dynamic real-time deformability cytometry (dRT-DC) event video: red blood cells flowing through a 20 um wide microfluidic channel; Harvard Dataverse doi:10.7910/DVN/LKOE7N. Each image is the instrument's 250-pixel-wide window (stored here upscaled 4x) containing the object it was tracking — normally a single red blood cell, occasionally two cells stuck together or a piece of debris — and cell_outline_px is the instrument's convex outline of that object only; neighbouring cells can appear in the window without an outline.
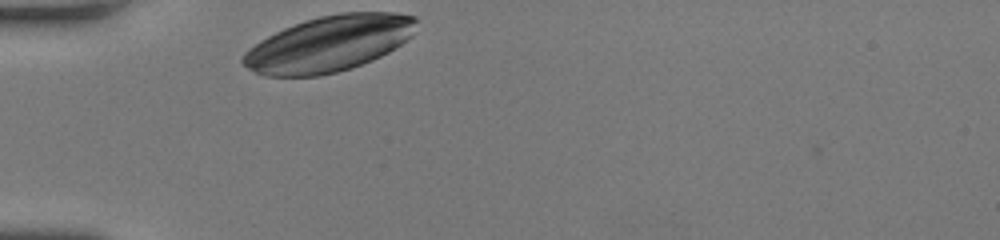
{"species": "human", "species_latin": "Homo sapiens", "temperature_condition": "room temperature", "stored_images_in_passage": 28, "camera_frame_rate_fps": 3000, "um_per_image_px": 0.085, "donor": {"sex": "female"}, "frame": {"image": 1, "passage_image": 1, "time_ms": 0.0, "image_size_px": [1000, 240], "cell_outline_px": [[416, 20], [412, 36], [388, 52], [372, 60], [352, 68], [336, 72], [316, 76], [264, 76], [248, 68], [240, 60], [244, 52], [248, 48], [260, 40], [284, 28], [304, 20], [320, 16], [340, 12], [392, 12], [416, 16]], "centroid_in_image_um": [27.94, 3.71], "position_along_channel_um": 57.1, "area_um2": 56.24}}
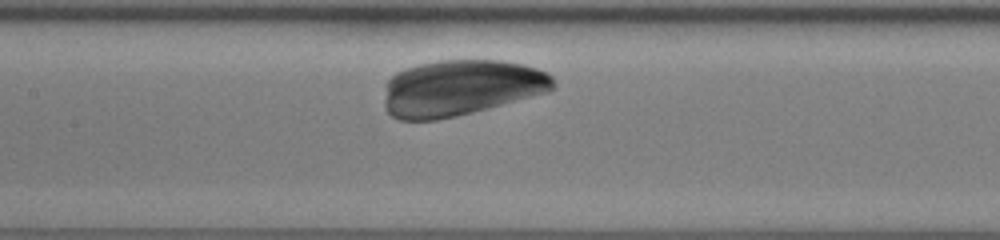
{"frame": {"image": 2, "passage_image": 11, "time_ms": 3.333, "image_size_px": [1000, 240], "cell_outline_px": [[552, 88], [548, 92], [472, 112], [456, 116], [436, 120], [400, 120], [392, 116], [384, 108], [384, 100], [388, 80], [396, 72], [420, 64], [440, 60], [500, 60], [520, 64], [536, 68], [552, 76]], "centroid_in_image_um": [39.12, 7.47], "position_along_channel_um": 168.3, "area_um2": 54.68}}
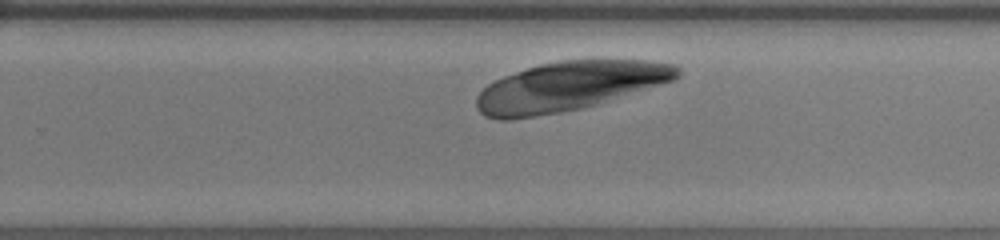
{"frame": {"image": 3, "passage_image": 20, "time_ms": 6.333, "image_size_px": [1000, 240], "cell_outline_px": [[680, 76], [672, 80], [596, 104], [580, 108], [560, 112], [536, 116], [508, 120], [500, 120], [484, 116], [476, 108], [476, 96], [488, 84], [504, 76], [540, 64], [560, 60], [644, 60], [676, 64], [680, 68]], "centroid_in_image_um": [48.35, 7.33], "position_along_channel_um": 281.5, "area_um2": 56.99}}